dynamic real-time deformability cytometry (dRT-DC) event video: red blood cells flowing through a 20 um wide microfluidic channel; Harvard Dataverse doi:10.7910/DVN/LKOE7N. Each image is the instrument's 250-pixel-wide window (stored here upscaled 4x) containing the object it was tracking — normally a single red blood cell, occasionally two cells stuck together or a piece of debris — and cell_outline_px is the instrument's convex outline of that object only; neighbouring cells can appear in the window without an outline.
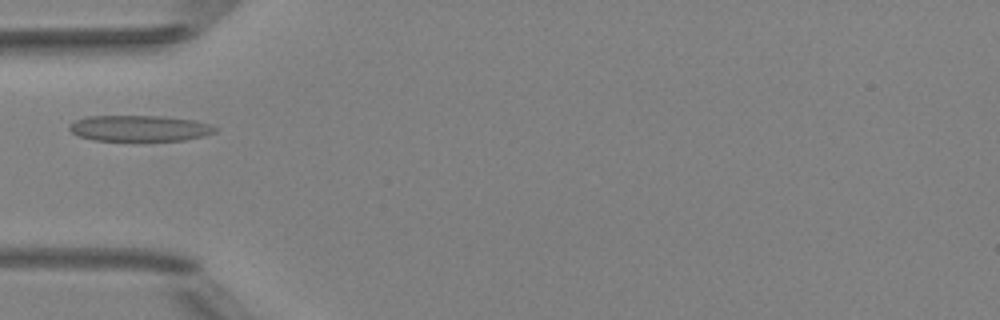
{"species": "Egyptian fruit bat (a non-hibernating species)", "species_latin": "Rousettus aegyptiacus", "temperature_condition": "room temperature", "stored_images_in_passage": 4, "camera_frame_rate_fps": 3000, "um_per_image_px": 0.085, "animal": {"sex": "female"}, "frame": {"image": 1, "passage_image": 2, "time_ms": 2.0, "image_size_px": [1000, 320], "cell_outline_px": [[220, 128], [216, 132], [204, 136], [184, 140], [92, 140], [76, 136], [68, 128], [68, 124], [76, 120], [88, 116], [160, 116], [196, 120]], "centroid_in_image_um": [11.86, 10.9], "position_along_channel_um": 73.1, "area_um2": 22.14}}
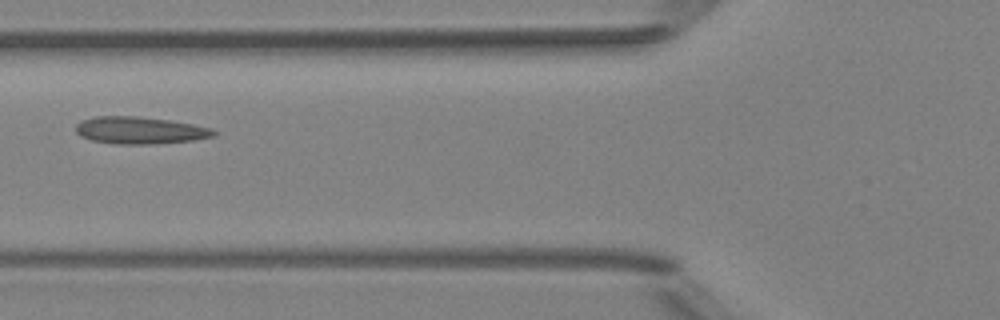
{"frame": {"image": 2, "passage_image": 3, "time_ms": 3.0, "image_size_px": [1000, 320], "cell_outline_px": [[216, 136], [192, 140], [148, 144], [116, 144], [92, 140], [80, 136], [76, 132], [76, 124], [80, 120], [96, 116], [140, 116], [168, 120], [192, 124], [212, 128], [216, 132]], "centroid_in_image_um": [11.86, 11.07], "position_along_channel_um": 113.9, "area_um2": 21.79}}
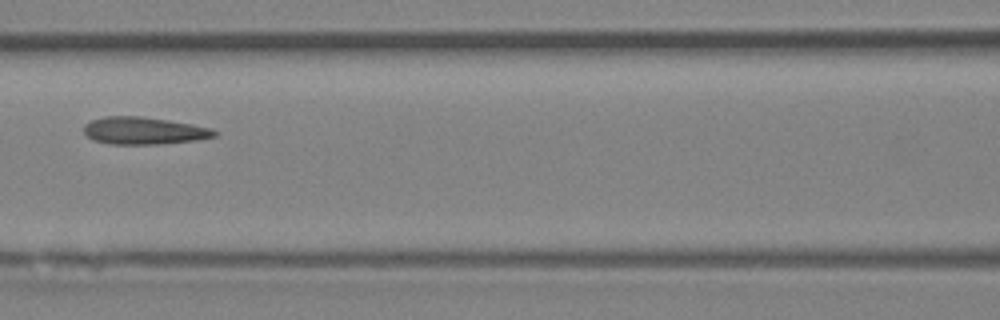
{"frame": {"image": 3, "passage_image": 4, "time_ms": 4.0, "image_size_px": [1000, 320], "cell_outline_px": [[220, 132], [216, 136], [196, 140], [160, 144], [112, 144], [92, 140], [84, 132], [84, 124], [92, 120], [104, 116], [140, 116], [168, 120], [192, 124], [212, 128]], "centroid_in_image_um": [12.25, 11.11], "position_along_channel_um": 154.4, "area_um2": 20.87}}